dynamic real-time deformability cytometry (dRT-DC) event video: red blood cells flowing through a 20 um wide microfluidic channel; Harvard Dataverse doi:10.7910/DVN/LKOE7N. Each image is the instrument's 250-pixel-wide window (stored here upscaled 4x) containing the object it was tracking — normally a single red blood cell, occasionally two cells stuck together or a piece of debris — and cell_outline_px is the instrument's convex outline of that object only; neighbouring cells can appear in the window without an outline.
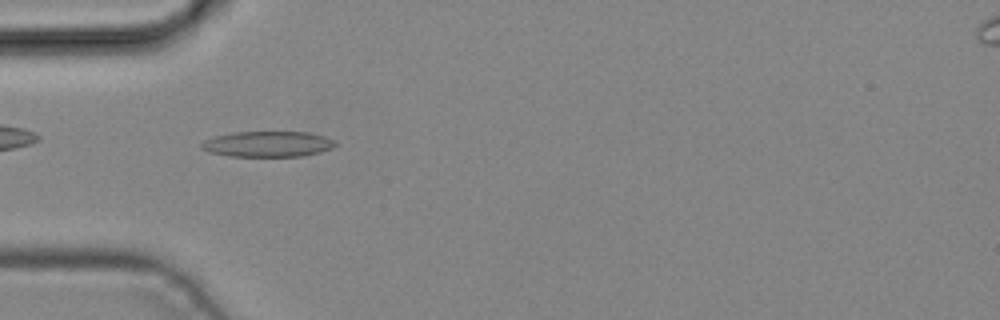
{"species": "common noctule bat (a hibernating species)", "species_latin": "Nyctalus noctula", "temperature_condition": "cold", "stored_images_in_passage": 5, "camera_frame_rate_fps": 3000, "um_per_image_px": 0.085, "animal": {"sex": "male", "body_mass_g": 19.2, "forearm_length_mm": 51.8}, "frame": {"image": 1, "passage_image": 4, "time_ms": 1.0, "image_size_px": [1000, 320], "cell_outline_px": [[336, 144], [332, 148], [320, 152], [304, 156], [228, 156], [208, 152], [200, 148], [200, 144], [204, 140], [216, 136], [232, 132], [308, 132], [324, 136], [336, 140]], "centroid_in_image_um": [22.75, 12.24], "position_along_channel_um": 62.2, "area_um2": 20.11}}
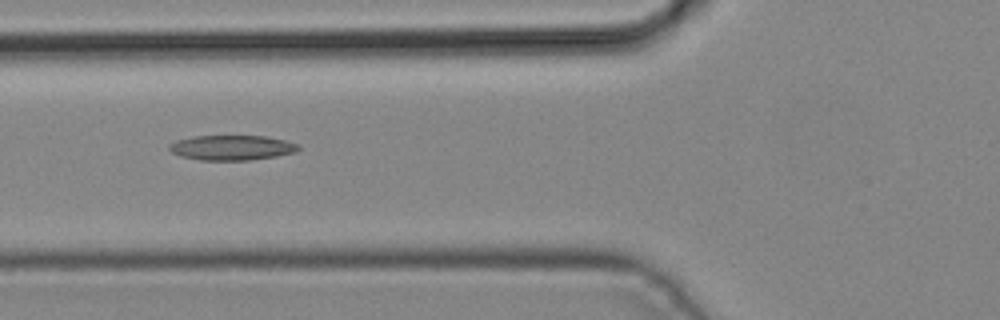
{"frame": {"image": 2, "passage_image": 5, "time_ms": 1.333, "image_size_px": [1000, 320], "cell_outline_px": [[300, 148], [296, 152], [276, 156], [248, 160], [200, 160], [180, 156], [172, 152], [168, 148], [168, 144], [176, 140], [192, 136], [268, 136], [300, 144]], "centroid_in_image_um": [19.7, 12.54], "position_along_channel_um": 106.1, "area_um2": 18.9}}